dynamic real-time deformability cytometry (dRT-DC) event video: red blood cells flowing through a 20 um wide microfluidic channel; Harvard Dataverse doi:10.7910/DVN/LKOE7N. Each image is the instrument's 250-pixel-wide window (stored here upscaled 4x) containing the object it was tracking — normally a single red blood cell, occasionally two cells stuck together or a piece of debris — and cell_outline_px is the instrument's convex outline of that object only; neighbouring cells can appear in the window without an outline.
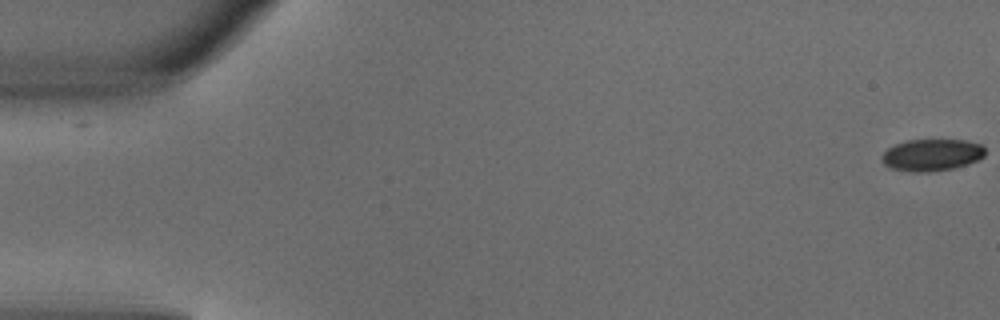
{"species": "common noctule bat (a hibernating species)", "species_latin": "Nyctalus noctula", "temperature_condition": "warm", "stored_images_in_passage": 4, "camera_frame_rate_fps": 3000, "um_per_image_px": 0.085, "animal": {"sex": "male", "body_mass_g": 18.8}, "frame": {"image": 1, "passage_image": 1, "time_ms": 0.0, "image_size_px": [1000, 320], "cell_outline_px": [[984, 156], [968, 164], [952, 168], [928, 172], [912, 172], [892, 168], [884, 164], [884, 152], [888, 148], [896, 144], [908, 140], [964, 140], [980, 144], [984, 148]], "centroid_in_image_um": [79.22, 13.17], "position_along_channel_um": 5.8, "area_um2": 18.84}}
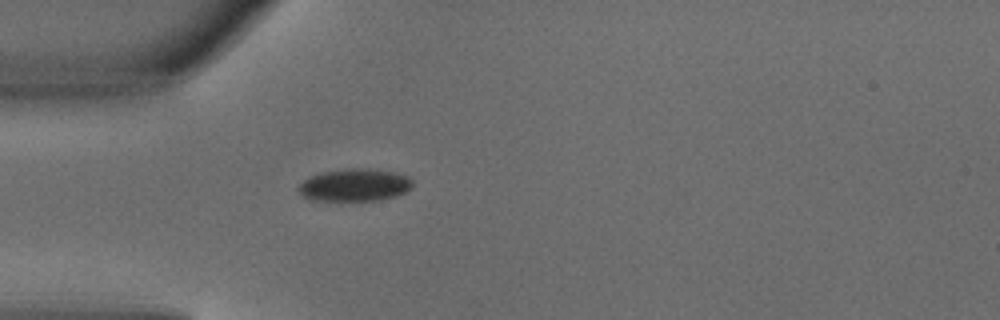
{"frame": {"image": 2, "passage_image": 4, "time_ms": 1.0, "image_size_px": [1000, 320], "cell_outline_px": [[412, 188], [408, 192], [396, 196], [380, 200], [340, 204], [312, 200], [304, 196], [296, 188], [308, 176], [320, 172], [344, 168], [368, 168], [396, 172], [408, 176], [412, 180]], "centroid_in_image_um": [30.13, 15.77], "position_along_channel_um": 54.9, "area_um2": 22.89}}